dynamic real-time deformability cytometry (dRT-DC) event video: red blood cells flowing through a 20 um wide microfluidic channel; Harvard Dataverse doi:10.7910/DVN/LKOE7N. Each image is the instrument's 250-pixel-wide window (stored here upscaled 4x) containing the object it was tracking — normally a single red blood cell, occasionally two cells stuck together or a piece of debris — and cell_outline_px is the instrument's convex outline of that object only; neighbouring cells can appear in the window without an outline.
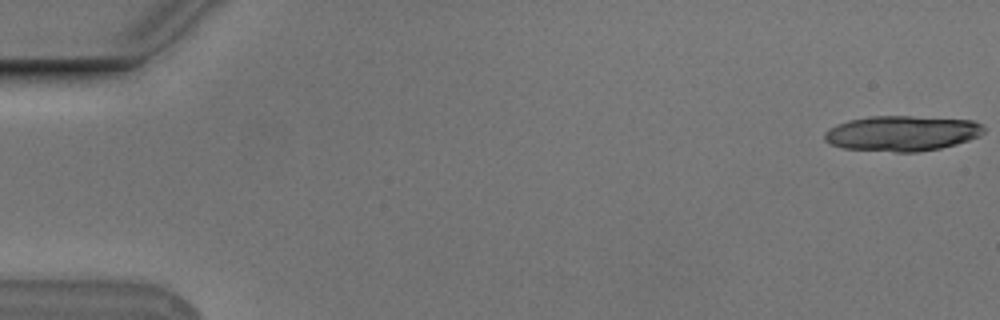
{"species": "Egyptian fruit bat (a non-hibernating species)", "species_latin": "Rousettus aegyptiacus", "temperature_condition": "cold", "stored_images_in_passage": 20, "camera_frame_rate_fps": 3000, "um_per_image_px": 0.085, "animal": {"sex": "male"}, "frame": {"image": 1, "passage_image": 1, "time_ms": 0.0, "image_size_px": [1000, 320], "cell_outline_px": [[984, 132], [980, 136], [956, 144], [940, 148], [916, 152], [896, 152], [844, 148], [832, 144], [824, 140], [824, 132], [828, 128], [836, 124], [848, 120], [868, 116], [912, 116], [972, 120], [980, 124], [984, 128]], "centroid_in_image_um": [76.64, 11.32], "position_along_channel_um": 8.4, "area_um2": 32.83}}